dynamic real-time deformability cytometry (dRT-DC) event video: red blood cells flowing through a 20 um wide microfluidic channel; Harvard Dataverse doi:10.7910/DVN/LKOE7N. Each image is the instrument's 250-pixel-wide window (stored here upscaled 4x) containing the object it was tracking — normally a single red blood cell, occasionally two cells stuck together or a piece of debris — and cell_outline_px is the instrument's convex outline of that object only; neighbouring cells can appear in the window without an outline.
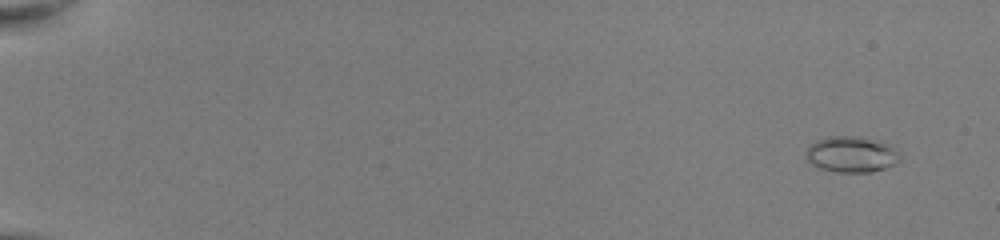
{"species": "common noctule bat (a hibernating species)", "species_latin": "Nyctalus noctula", "temperature_condition": "room temperature", "stored_images_in_passage": 53, "camera_frame_rate_fps": 3000, "um_per_image_px": 0.085, "animal": {"sex": "female", "body_mass_g": 22.0, "forearm_length_mm": 56.7}, "frame": {"image": 1, "passage_image": 4, "time_ms": 1.0, "image_size_px": [1000, 240], "cell_outline_px": [[900, 160], [896, 164], [872, 172], [836, 172], [820, 168], [812, 164], [804, 156], [804, 152], [816, 140], [828, 136], [860, 136], [892, 144], [900, 156]], "centroid_in_image_um": [72.38, 13.11], "position_along_channel_um": 12.6, "area_um2": 19.94}}
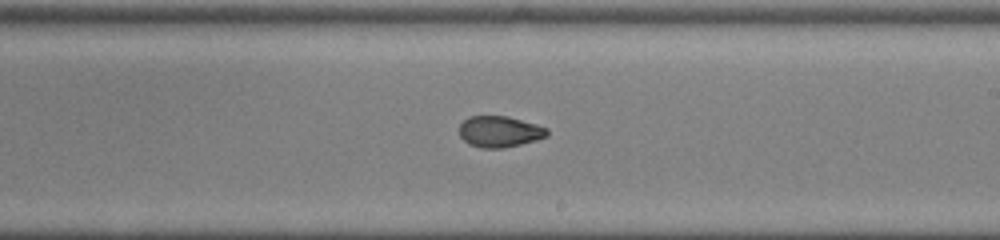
{"frame": {"image": 2, "passage_image": 34, "time_ms": 11.0, "image_size_px": [1000, 240], "cell_outline_px": [[548, 136], [536, 140], [504, 148], [480, 148], [468, 144], [460, 136], [460, 124], [468, 116], [508, 116], [536, 124], [548, 128]], "centroid_in_image_um": [42.46, 11.19], "position_along_channel_um": 246.5, "area_um2": 16.01}}
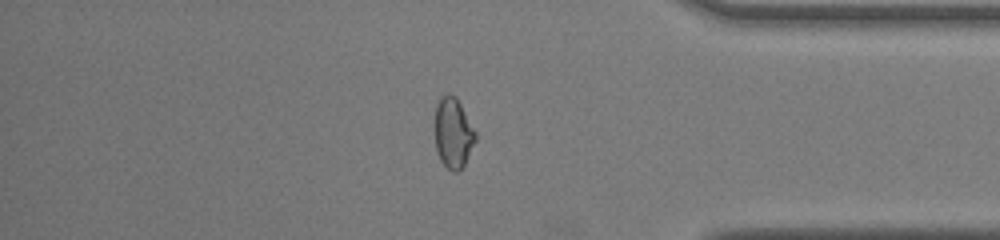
{"frame": {"image": 3, "passage_image": 46, "time_ms": 15.0, "image_size_px": [1000, 240], "cell_outline_px": [[476, 140], [464, 164], [456, 172], [452, 172], [440, 160], [436, 152], [436, 104], [440, 96], [448, 92], [456, 96], [476, 132]], "centroid_in_image_um": [38.52, 11.27], "position_along_channel_um": 396.7, "area_um2": 16.53}, "authors_computed_cell_mechanics": {"area_um2": 17.1088, "velocity_mm_per_s": 4.0913, "shape_relaxation_time_tau1_ms": null, "shape_relaxation_time_tau2_ms": 1.4466, "deformation_change_tau1": null, "deformation_change_tau2": 0.059}}